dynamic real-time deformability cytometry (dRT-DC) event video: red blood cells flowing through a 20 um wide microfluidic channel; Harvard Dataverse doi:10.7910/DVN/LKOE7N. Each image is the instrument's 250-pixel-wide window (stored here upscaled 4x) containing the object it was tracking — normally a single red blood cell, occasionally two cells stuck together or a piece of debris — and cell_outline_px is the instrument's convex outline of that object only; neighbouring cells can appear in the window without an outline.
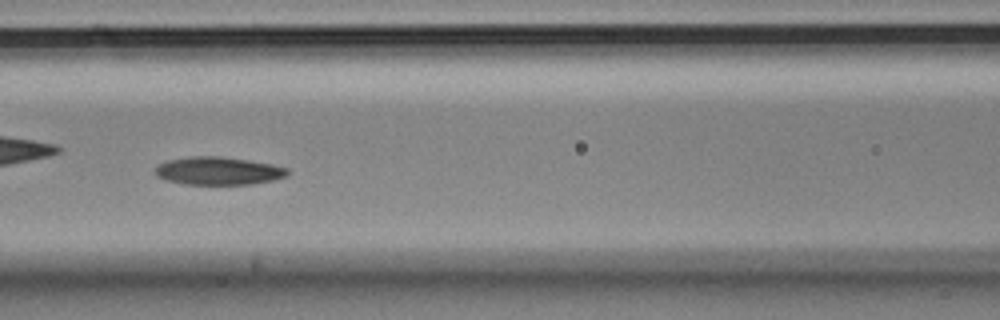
{"species": "Egyptian fruit bat (a non-hibernating species)", "species_latin": "Rousettus aegyptiacus", "temperature_condition": "cold", "stored_images_in_passage": 58, "camera_frame_rate_fps": 3000, "um_per_image_px": 0.085, "animal": {"sex": "male"}, "frame": {"image": 1, "passage_image": 25, "time_ms": 8.0, "image_size_px": [1000, 320], "cell_outline_px": [[288, 176], [272, 180], [252, 184], [184, 184], [164, 180], [156, 176], [156, 168], [160, 164], [168, 160], [192, 156], [220, 156], [268, 164], [288, 168]], "centroid_in_image_um": [18.53, 14.53], "position_along_channel_um": 148.1, "area_um2": 21.27}, "authors_computed_cell_mechanics": {"area_um2": 21.9062, "velocity_mm_per_s": 3.4938, "shape_relaxation_time_tau1_ms": 2.2332, "shape_relaxation_time_tau2_ms": null, "deformation_change_tau1": 0.1026, "deformation_change_tau2": null}}